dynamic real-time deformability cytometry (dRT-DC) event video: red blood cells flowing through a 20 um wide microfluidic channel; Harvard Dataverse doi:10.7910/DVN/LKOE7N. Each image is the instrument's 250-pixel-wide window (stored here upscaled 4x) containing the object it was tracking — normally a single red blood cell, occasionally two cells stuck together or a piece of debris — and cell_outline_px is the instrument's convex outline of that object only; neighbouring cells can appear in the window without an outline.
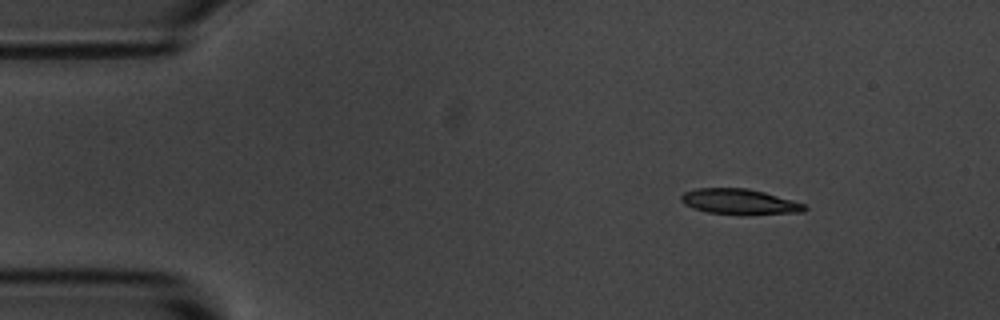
{"species": "common noctule bat (a hibernating species)", "species_latin": "Nyctalus noctula", "temperature_condition": "room temperature", "stored_images_in_passage": 54, "camera_frame_rate_fps": 3000, "um_per_image_px": 0.085, "animal": {"sex": "male", "body_mass_g": 20.1, "forearm_length_mm": 53.5}, "frame": {"image": 1, "passage_image": 6, "time_ms": 1.667, "image_size_px": [1000, 320], "cell_outline_px": [[808, 208], [804, 212], [708, 212], [692, 208], [684, 204], [680, 200], [680, 196], [684, 192], [696, 188], [748, 188], [764, 192], [792, 200], [804, 204]], "centroid_in_image_um": [62.77, 17.09], "position_along_channel_um": 22.2, "area_um2": 17.34}}
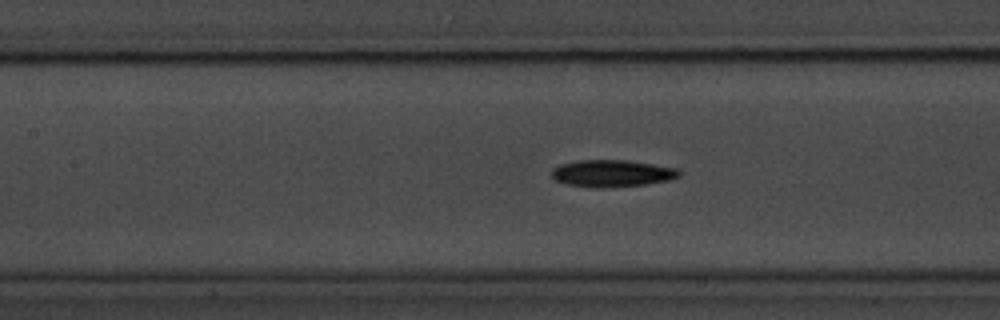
{"frame": {"image": 2, "passage_image": 23, "time_ms": 7.333, "image_size_px": [1000, 320], "cell_outline_px": [[680, 176], [668, 180], [644, 184], [600, 188], [596, 188], [568, 184], [552, 180], [552, 168], [560, 164], [580, 160], [628, 160], [676, 168], [680, 172]], "centroid_in_image_um": [51.97, 14.73], "position_along_channel_um": 155.4, "area_um2": 19.94}}
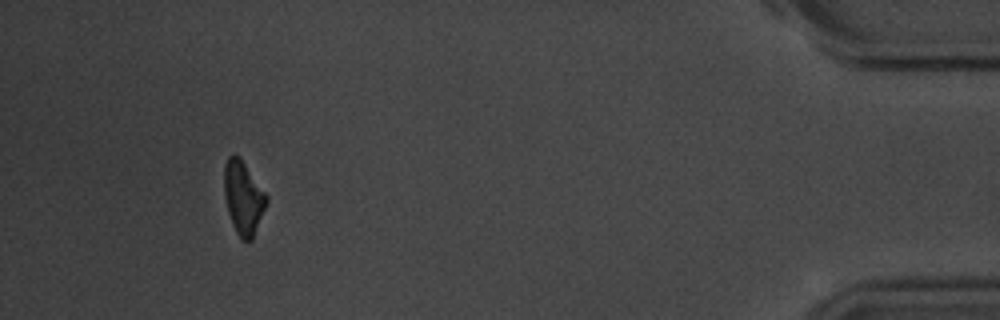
{"frame": {"image": 3, "passage_image": 50, "time_ms": 16.333, "image_size_px": [1000, 320], "cell_outline_px": [[268, 200], [252, 240], [240, 240], [232, 224], [228, 212], [224, 196], [224, 164], [228, 156], [232, 152], [244, 164], [268, 196]], "centroid_in_image_um": [20.66, 16.82], "position_along_channel_um": 414.5, "area_um2": 17.86}, "authors_computed_cell_mechanics": {"area_um2": 18.9584, "velocity_mm_per_s": 3.6237, "shape_relaxation_time_tau1_ms": 3.1348, "shape_relaxation_time_tau2_ms": null, "deformation_change_tau1": 0.1275, "deformation_change_tau2": null}}